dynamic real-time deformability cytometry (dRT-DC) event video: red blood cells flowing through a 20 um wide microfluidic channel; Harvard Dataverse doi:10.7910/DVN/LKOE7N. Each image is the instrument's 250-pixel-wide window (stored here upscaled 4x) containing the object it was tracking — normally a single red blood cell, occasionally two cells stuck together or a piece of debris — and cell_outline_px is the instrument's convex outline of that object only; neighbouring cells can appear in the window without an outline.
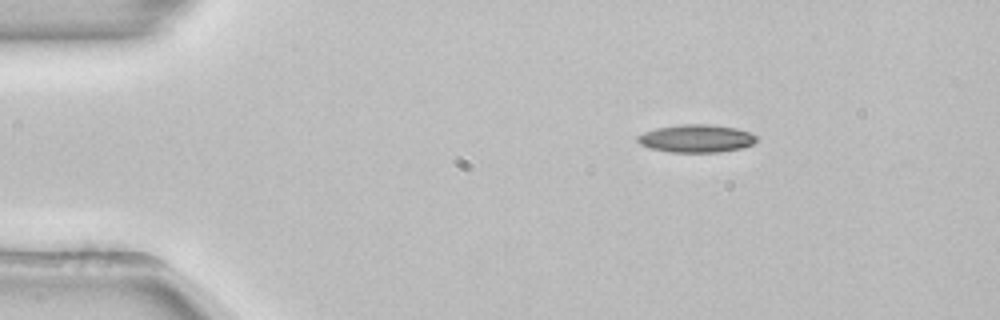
{"species": "common noctule bat (a hibernating species)", "species_latin": "Nyctalus noctula", "temperature_condition": "room temperature", "stored_images_in_passage": 45, "camera_frame_rate_fps": 3000, "um_per_image_px": 0.085, "animal": {"sex": "female", "body_mass_g": 22.7, "forearm_length_mm": 54.2}, "frame": {"image": 1, "passage_image": 1, "time_ms": 0.0, "image_size_px": [1000, 320], "cell_outline_px": [[756, 140], [752, 144], [740, 148], [720, 152], [668, 152], [652, 148], [640, 144], [636, 140], [636, 136], [644, 132], [656, 128], [684, 124], [712, 124], [736, 128], [748, 132], [756, 136]], "centroid_in_image_um": [59.16, 11.77], "position_along_channel_um": 25.8, "area_um2": 19.19}}
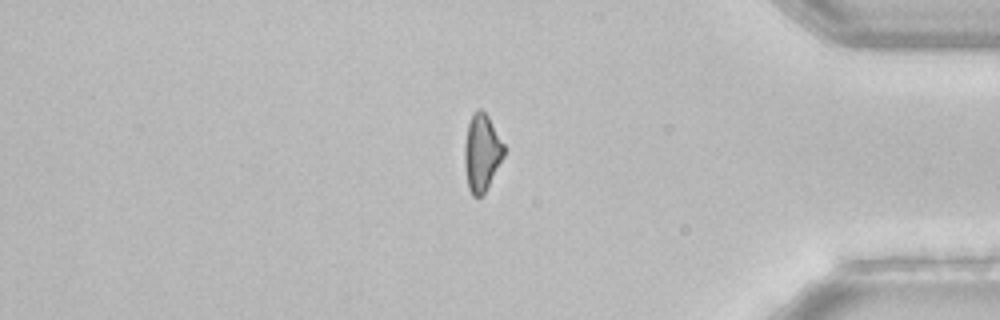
{"frame": {"image": 2, "passage_image": 37, "time_ms": 12.0, "image_size_px": [1000, 320], "cell_outline_px": [[504, 156], [484, 192], [480, 196], [472, 196], [468, 188], [464, 164], [464, 144], [468, 124], [472, 112], [476, 108], [480, 108], [488, 116], [504, 144]], "centroid_in_image_um": [40.92, 12.93], "position_along_channel_um": 394.3, "area_um2": 17.63}}
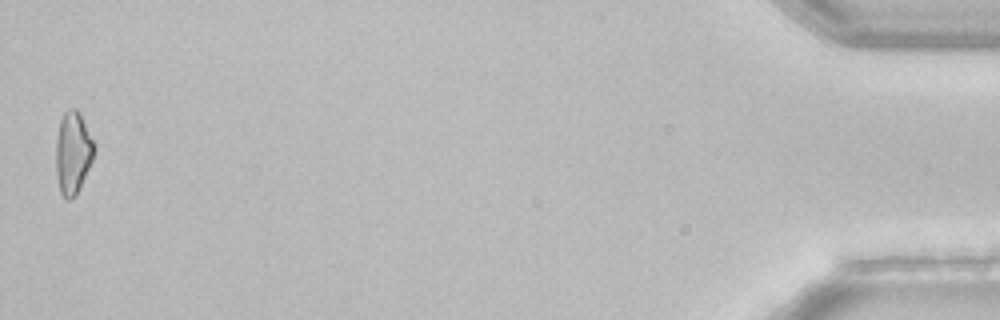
{"frame": {"image": 3, "passage_image": 45, "time_ms": 14.667, "image_size_px": [1000, 320], "cell_outline_px": [[96, 148], [92, 160], [76, 196], [68, 200], [64, 200], [60, 192], [56, 172], [56, 136], [60, 120], [64, 112], [68, 108], [76, 108], [80, 112]], "centroid_in_image_um": [6.18, 12.98], "position_along_channel_um": 429.0, "area_um2": 18.5}, "authors_computed_cell_mechanics": {"area_um2": 18.785, "velocity_mm_per_s": 3.8885, "shape_relaxation_time_tau1_ms": 7.4076, "shape_relaxation_time_tau2_ms": 6.4117, "deformation_change_tau1": 0.1839, "deformation_change_tau2": 0.1857}}